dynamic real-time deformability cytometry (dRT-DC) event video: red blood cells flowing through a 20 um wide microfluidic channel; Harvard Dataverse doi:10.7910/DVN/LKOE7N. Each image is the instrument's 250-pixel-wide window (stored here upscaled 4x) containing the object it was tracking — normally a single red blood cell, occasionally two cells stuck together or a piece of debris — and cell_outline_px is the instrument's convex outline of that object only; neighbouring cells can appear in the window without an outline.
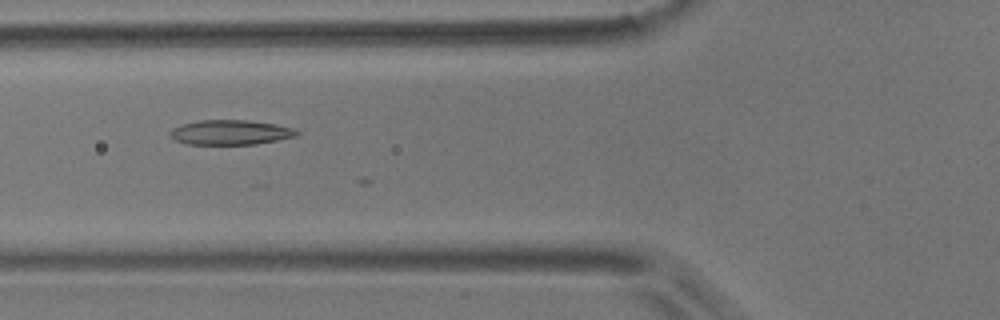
{"species": "common noctule bat (a hibernating species)", "species_latin": "Nyctalus noctula", "temperature_condition": "room temperature", "stored_images_in_passage": 6, "camera_frame_rate_fps": 3000, "um_per_image_px": 0.085, "animal": {"sex": "male", "body_mass_g": 17.9}, "frame": {"image": 1, "passage_image": 5, "time_ms": 5.333, "image_size_px": [1000, 320], "cell_outline_px": [[300, 132], [296, 136], [256, 144], [188, 144], [172, 140], [168, 136], [168, 132], [172, 128], [180, 124], [200, 120], [248, 120], [276, 124], [292, 128]], "centroid_in_image_um": [19.51, 11.25], "position_along_channel_um": 106.3, "area_um2": 18.44}}